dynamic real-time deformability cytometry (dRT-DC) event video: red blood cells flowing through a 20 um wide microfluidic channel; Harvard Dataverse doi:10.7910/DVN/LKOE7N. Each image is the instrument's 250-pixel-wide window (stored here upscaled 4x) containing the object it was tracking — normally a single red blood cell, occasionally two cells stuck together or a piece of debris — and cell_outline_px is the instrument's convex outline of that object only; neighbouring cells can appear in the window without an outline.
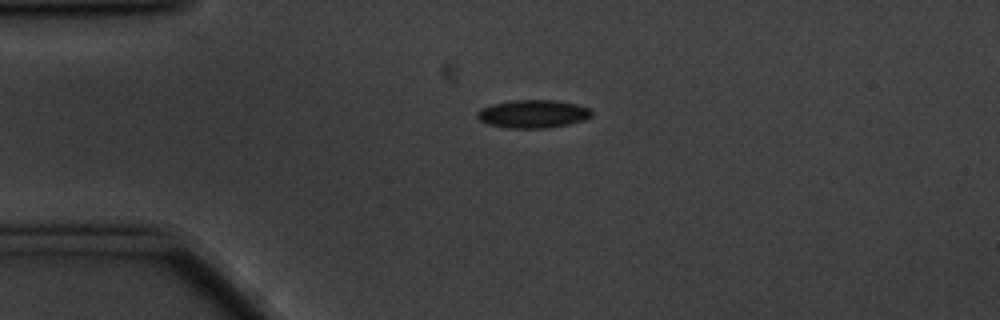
{"species": "common noctule bat (a hibernating species)", "species_latin": "Nyctalus noctula", "temperature_condition": "cold", "stored_images_in_passage": 45, "camera_frame_rate_fps": 3000, "um_per_image_px": 0.085, "animal": {"sex": "male", "body_mass_g": 20.1, "forearm_length_mm": 53.5}, "frame": {"image": 1, "passage_image": 1, "time_ms": 0.0, "image_size_px": [1000, 320], "cell_outline_px": [[592, 116], [584, 120], [568, 124], [548, 128], [508, 128], [488, 124], [480, 120], [476, 116], [476, 112], [480, 108], [492, 104], [512, 100], [556, 100], [576, 104], [588, 108], [592, 112]], "centroid_in_image_um": [45.28, 9.68], "position_along_channel_um": 39.7, "area_um2": 18.79}}
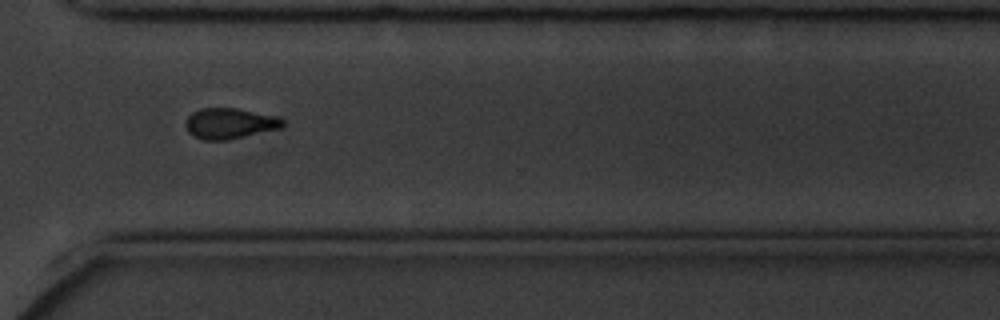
{"frame": {"image": 2, "passage_image": 30, "time_ms": 9.667, "image_size_px": [1000, 320], "cell_outline_px": [[284, 124], [280, 128], [228, 140], [204, 140], [188, 132], [184, 124], [188, 116], [192, 112], [200, 108], [236, 108], [272, 116], [284, 120]], "centroid_in_image_um": [19.47, 10.49], "position_along_channel_um": 351.1, "area_um2": 17.11}}
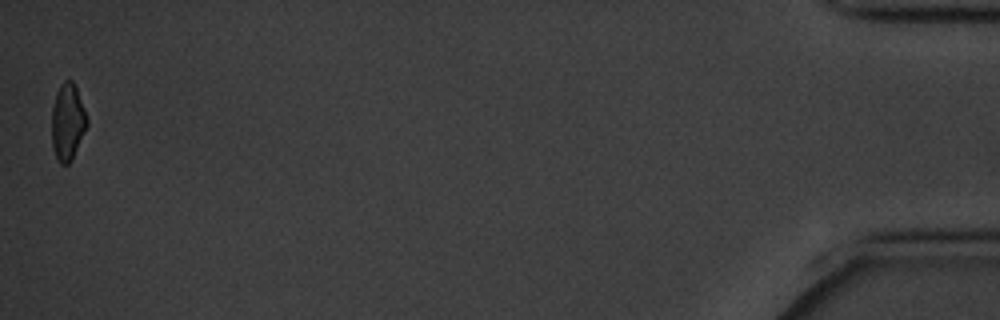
{"frame": {"image": 3, "passage_image": 45, "time_ms": 14.667, "image_size_px": [1000, 320], "cell_outline_px": [[88, 124], [72, 160], [68, 164], [60, 164], [52, 148], [52, 108], [56, 92], [60, 84], [64, 80], [72, 80], [76, 88], [88, 120]], "centroid_in_image_um": [5.74, 10.37], "position_along_channel_um": 429.5, "area_um2": 15.72}, "authors_computed_cell_mechanics": {"area_um2": 17.5134, "velocity_mm_per_s": 3.4568, "shape_relaxation_time_tau1_ms": 3.6562, "shape_relaxation_time_tau2_ms": 3.8359, "deformation_change_tau1": 0.0834, "deformation_change_tau2": 0.0802}}